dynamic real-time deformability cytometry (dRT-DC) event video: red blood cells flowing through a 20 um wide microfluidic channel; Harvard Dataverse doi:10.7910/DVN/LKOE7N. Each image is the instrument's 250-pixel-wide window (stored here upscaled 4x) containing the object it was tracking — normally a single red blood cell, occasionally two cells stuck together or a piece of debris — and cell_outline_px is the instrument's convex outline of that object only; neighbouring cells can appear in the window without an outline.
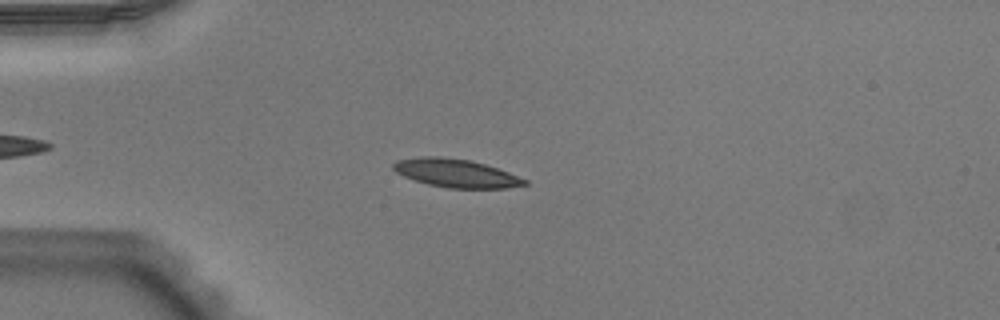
{"species": "Egyptian fruit bat (a non-hibernating species)", "species_latin": "Rousettus aegyptiacus", "temperature_condition": "warm", "stored_images_in_passage": 33, "camera_frame_rate_fps": 3000, "um_per_image_px": 0.085, "animal": {"sex": "male"}, "frame": {"image": 1, "passage_image": 9, "time_ms": 2.667, "image_size_px": [1000, 320], "cell_outline_px": [[528, 184], [504, 188], [448, 188], [428, 184], [404, 176], [396, 172], [392, 168], [392, 164], [396, 160], [420, 156], [440, 156], [468, 160], [484, 164], [508, 172], [528, 180]], "centroid_in_image_um": [38.73, 14.71], "position_along_channel_um": 46.3, "area_um2": 21.5}}
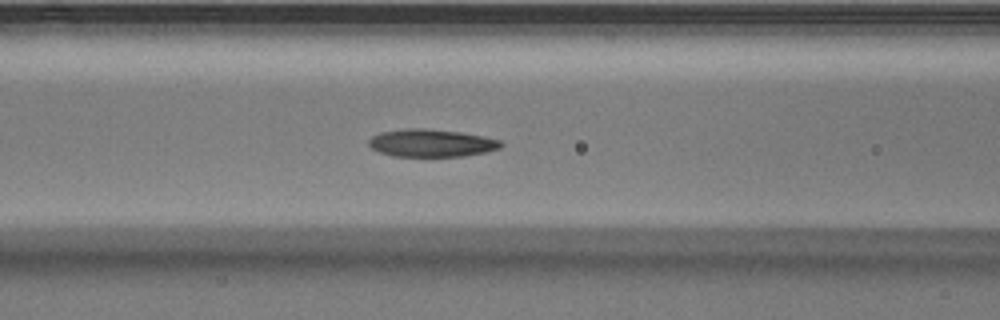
{"frame": {"image": 2, "passage_image": 17, "time_ms": 5.333, "image_size_px": [1000, 320], "cell_outline_px": [[504, 144], [500, 148], [484, 152], [464, 156], [392, 156], [380, 152], [372, 148], [368, 144], [368, 140], [372, 136], [380, 132], [404, 128], [424, 128], [460, 132], [484, 136], [500, 140]], "centroid_in_image_um": [36.65, 12.15], "position_along_channel_um": 129.9, "area_um2": 21.33}}
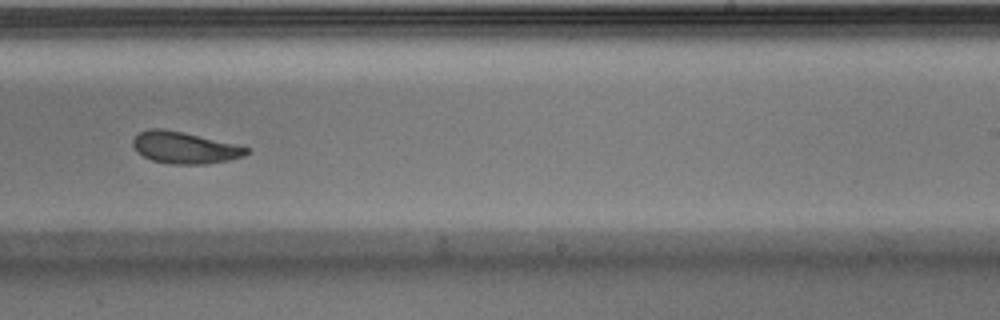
{"frame": {"image": 3, "passage_image": 28, "time_ms": 9.0, "image_size_px": [1000, 320], "cell_outline_px": [[252, 152], [244, 156], [228, 160], [204, 164], [168, 164], [152, 160], [136, 152], [132, 144], [132, 140], [140, 132], [148, 128], [160, 128], [180, 132], [236, 144], [248, 148]], "centroid_in_image_um": [15.68, 12.56], "position_along_channel_um": 273.3, "area_um2": 20.87}}